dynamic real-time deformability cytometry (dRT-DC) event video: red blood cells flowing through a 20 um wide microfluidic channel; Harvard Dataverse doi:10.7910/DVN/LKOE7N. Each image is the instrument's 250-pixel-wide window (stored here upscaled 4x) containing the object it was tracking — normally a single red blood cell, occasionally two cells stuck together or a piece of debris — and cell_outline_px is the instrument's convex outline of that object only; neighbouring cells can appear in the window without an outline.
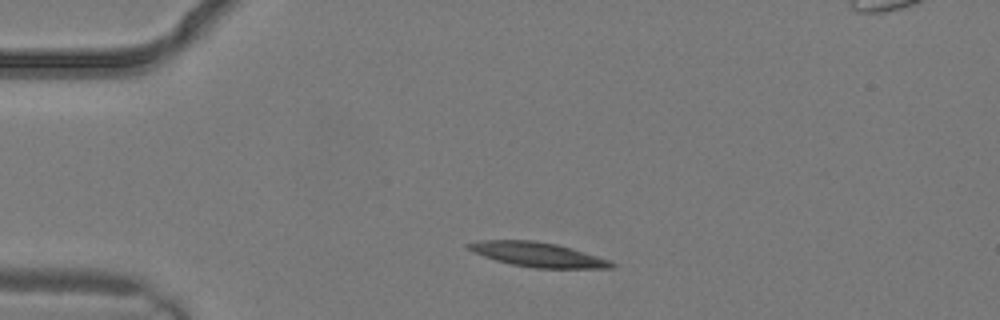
{"species": "common noctule bat (a hibernating species)", "species_latin": "Nyctalus noctula", "temperature_condition": "warm", "stored_images_in_passage": 2, "segment_of_instrument_passage": [1, 2], "camera_frame_rate_fps": 3000, "um_per_image_px": 0.085, "animal": {"sex": "male", "body_mass_g": 19.2, "forearm_length_mm": 51.8}, "frame": {"image": 1, "passage_image": 1, "time_ms": 0.0, "image_size_px": [1000, 320], "cell_outline_px": [[616, 264], [612, 268], [536, 268], [512, 264], [496, 260], [484, 256], [468, 248], [464, 244], [480, 240], [532, 240], [556, 244], [572, 248], [612, 260]], "centroid_in_image_um": [45.76, 21.63], "position_along_channel_um": 39.2, "area_um2": 20.35}}